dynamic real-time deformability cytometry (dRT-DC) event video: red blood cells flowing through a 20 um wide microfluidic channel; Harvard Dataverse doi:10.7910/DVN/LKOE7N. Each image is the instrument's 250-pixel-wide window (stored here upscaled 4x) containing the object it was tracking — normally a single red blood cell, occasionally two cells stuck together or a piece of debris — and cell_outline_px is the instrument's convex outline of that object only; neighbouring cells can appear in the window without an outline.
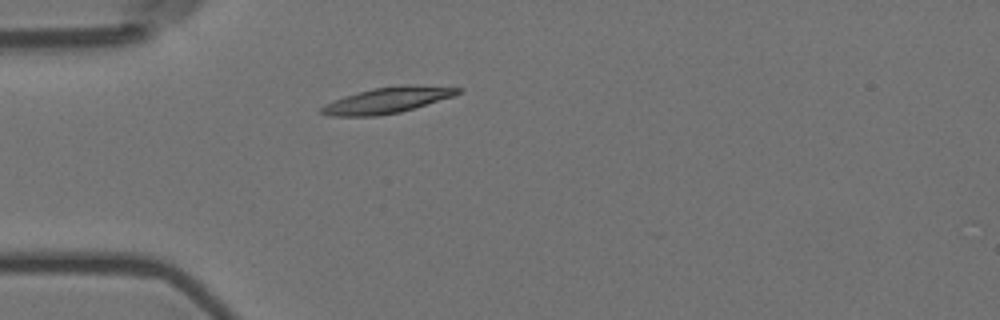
{"species": "Egyptian fruit bat (a non-hibernating species)", "species_latin": "Rousettus aegyptiacus", "temperature_condition": "room temperature", "stored_images_in_passage": 34, "camera_frame_rate_fps": 3000, "um_per_image_px": 0.085, "animal": {"sex": "female"}, "frame": {"image": 1, "passage_image": 1, "time_ms": 0.0, "image_size_px": [1000, 320], "cell_outline_px": [[464, 88], [460, 92], [452, 96], [400, 112], [376, 116], [332, 116], [316, 112], [324, 104], [344, 96], [376, 88], [408, 84]], "centroid_in_image_um": [32.88, 8.52], "position_along_channel_um": 52.1, "area_um2": 20.29}}
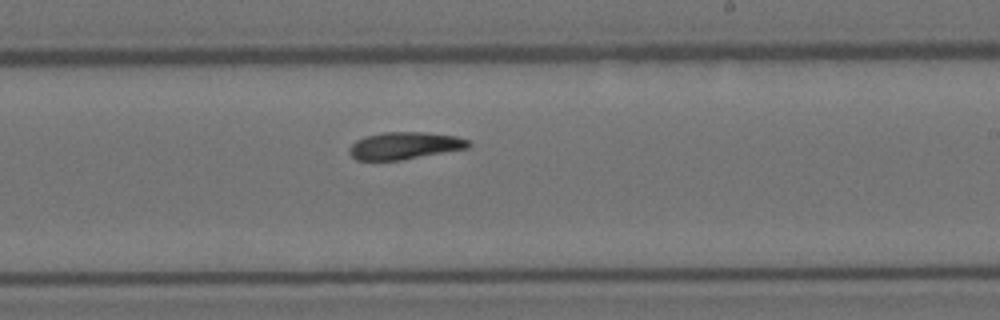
{"frame": {"image": 2, "passage_image": 19, "time_ms": 6.0, "image_size_px": [1000, 320], "cell_outline_px": [[472, 144], [468, 148], [400, 160], [356, 160], [348, 152], [348, 148], [356, 140], [364, 136], [384, 132], [424, 132], [456, 136], [468, 140]], "centroid_in_image_um": [34.37, 12.37], "position_along_channel_um": 254.6, "area_um2": 18.9}}
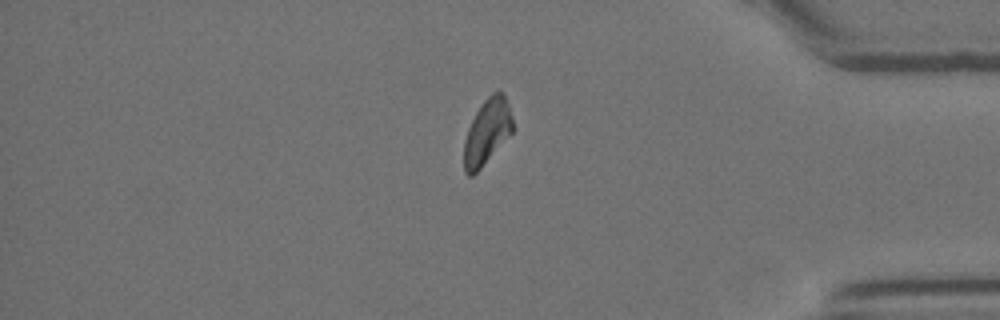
{"frame": {"image": 3, "passage_image": 33, "time_ms": 10.667, "image_size_px": [1000, 320], "cell_outline_px": [[512, 132], [480, 168], [472, 176], [468, 176], [464, 172], [464, 140], [468, 128], [476, 112], [484, 100], [492, 92], [500, 88], [504, 92], [512, 116]], "centroid_in_image_um": [41.39, 11.16], "position_along_channel_um": 393.8, "area_um2": 18.44}}